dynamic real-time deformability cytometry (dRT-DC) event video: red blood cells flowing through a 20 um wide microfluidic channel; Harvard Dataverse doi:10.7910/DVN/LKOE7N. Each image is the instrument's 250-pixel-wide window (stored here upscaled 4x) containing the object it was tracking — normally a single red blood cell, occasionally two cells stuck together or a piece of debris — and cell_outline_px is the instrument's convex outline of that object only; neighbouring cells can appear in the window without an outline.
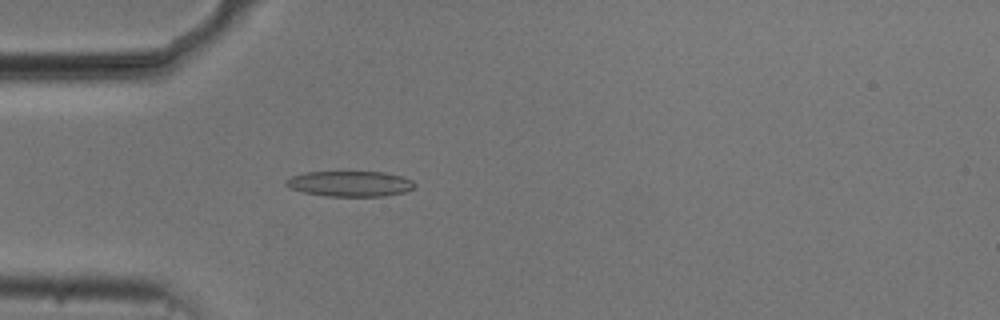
{"species": "common noctule bat (a hibernating species)", "species_latin": "Nyctalus noctula", "temperature_condition": "cold", "stored_images_in_passage": 54, "camera_frame_rate_fps": 3000, "um_per_image_px": 0.085, "animal": {"sex": "male", "body_mass_g": 20.5, "forearm_length_mm": 52.5}, "frame": {"image": 1, "passage_image": 16, "time_ms": 5.0, "image_size_px": [1000, 320], "cell_outline_px": [[416, 184], [412, 188], [404, 192], [384, 196], [328, 196], [304, 192], [288, 188], [284, 184], [284, 180], [292, 176], [304, 172], [384, 172], [404, 176], [412, 180]], "centroid_in_image_um": [29.73, 15.61], "position_along_channel_um": 55.3, "area_um2": 19.19}}
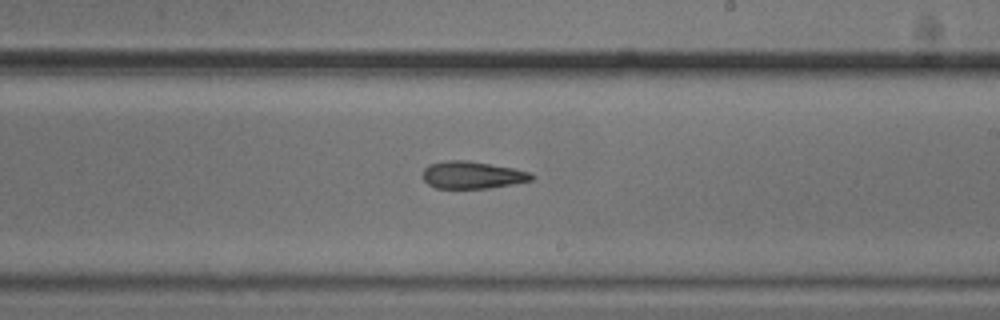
{"frame": {"image": 2, "passage_image": 32, "time_ms": 10.333, "image_size_px": [1000, 320], "cell_outline_px": [[536, 176], [532, 180], [512, 184], [488, 188], [436, 188], [428, 184], [424, 180], [424, 168], [428, 164], [444, 160], [468, 160], [512, 168], [528, 172]], "centroid_in_image_um": [40.12, 14.87], "position_along_channel_um": 248.9, "area_um2": 17.22}}
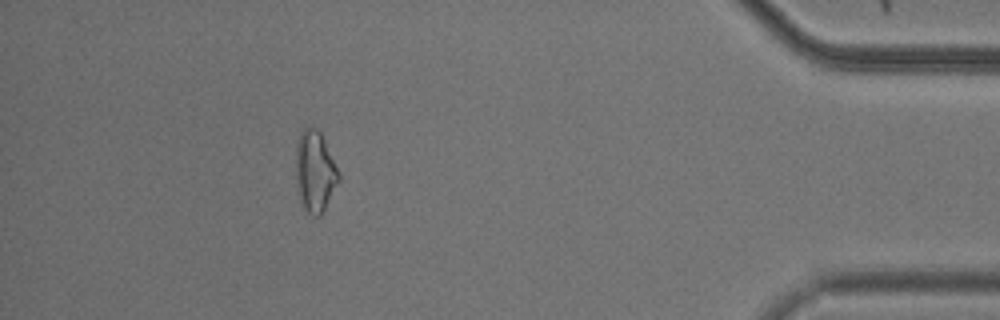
{"frame": {"image": 3, "passage_image": 49, "time_ms": 16.0, "image_size_px": [1000, 320], "cell_outline_px": [[340, 180], [320, 216], [312, 216], [300, 208], [296, 188], [296, 144], [300, 132], [304, 128], [316, 128], [320, 132], [340, 172]], "centroid_in_image_um": [26.75, 14.63], "position_along_channel_um": 408.5, "area_um2": 20.63}}